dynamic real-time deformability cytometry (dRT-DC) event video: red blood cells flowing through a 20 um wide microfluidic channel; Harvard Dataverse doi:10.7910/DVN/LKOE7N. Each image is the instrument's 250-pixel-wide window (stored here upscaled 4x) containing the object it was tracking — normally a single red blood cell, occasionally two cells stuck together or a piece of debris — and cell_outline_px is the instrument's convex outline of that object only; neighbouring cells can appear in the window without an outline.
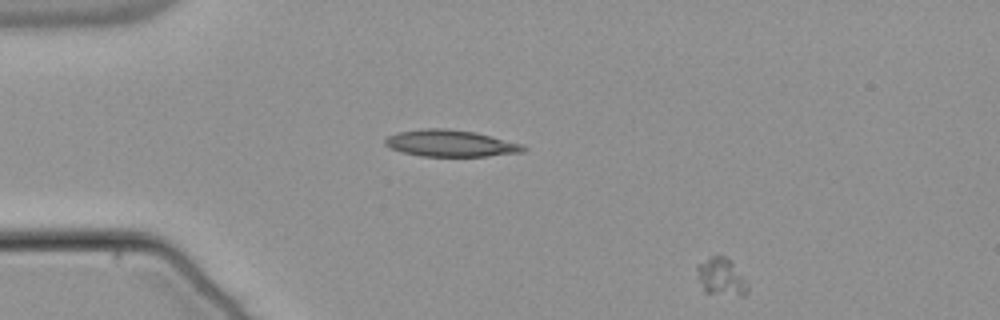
{"species": "common noctule bat (a hibernating species)", "species_latin": "Nyctalus noctula", "temperature_condition": "warm", "stored_images_in_passage": 50, "camera_frame_rate_fps": 3000, "um_per_image_px": 0.085, "animal": {"sex": "male", "body_mass_g": 21.5, "forearm_length_mm": 52.0}, "frame": {"image": 1, "passage_image": 1, "time_ms": 0.0, "image_size_px": [1000, 320], "cell_outline_px": [[748, 292], [744, 296], [740, 296], [704, 292], [696, 276], [696, 264], [708, 256], [724, 256], [732, 260], [744, 276], [748, 284]], "centroid_in_image_um": [61.29, 23.51], "position_along_channel_um": 23.7, "area_um2": 11.56}}
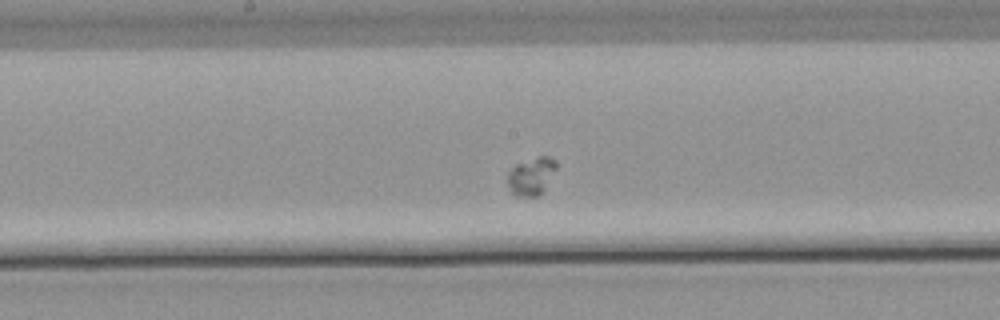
{"frame": {"image": 2, "passage_image": 23, "time_ms": 7.333, "image_size_px": [1000, 320], "cell_outline_px": [[556, 168], [540, 192], [536, 196], [516, 196], [512, 192], [508, 184], [508, 172], [516, 164], [540, 156], [548, 156], [556, 160]], "centroid_in_image_um": [45.14, 14.95], "position_along_channel_um": 203.1, "area_um2": 10.17}}
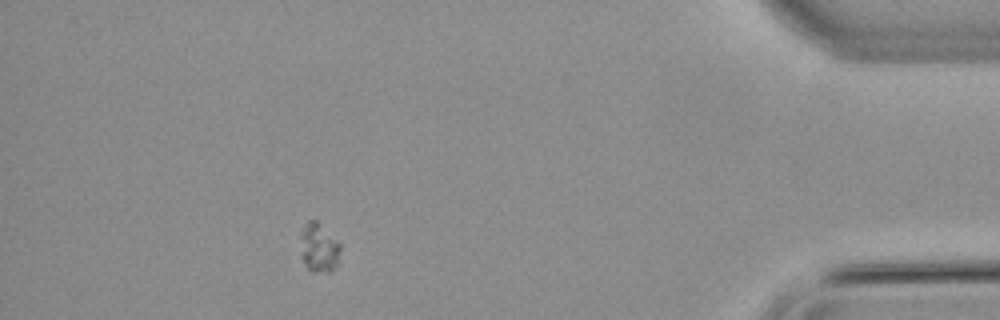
{"frame": {"image": 3, "passage_image": 44, "time_ms": 14.333, "image_size_px": [1000, 320], "cell_outline_px": [[340, 248], [336, 264], [332, 272], [312, 272], [304, 264], [300, 256], [300, 236], [308, 220], [316, 220], [340, 244]], "centroid_in_image_um": [27.07, 21.09], "position_along_channel_um": 408.1, "area_um2": 11.33}}